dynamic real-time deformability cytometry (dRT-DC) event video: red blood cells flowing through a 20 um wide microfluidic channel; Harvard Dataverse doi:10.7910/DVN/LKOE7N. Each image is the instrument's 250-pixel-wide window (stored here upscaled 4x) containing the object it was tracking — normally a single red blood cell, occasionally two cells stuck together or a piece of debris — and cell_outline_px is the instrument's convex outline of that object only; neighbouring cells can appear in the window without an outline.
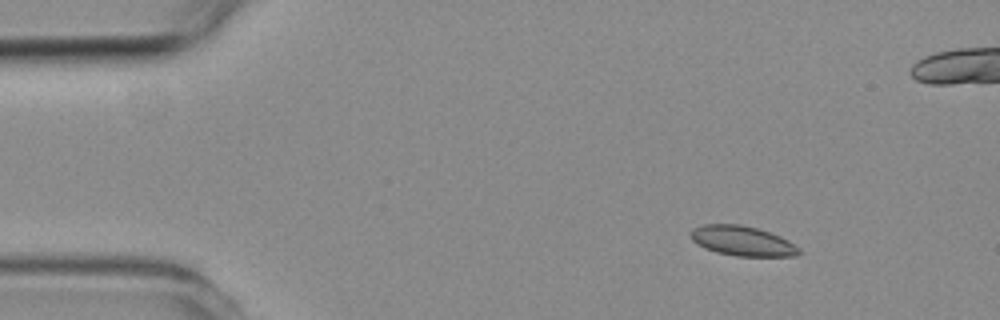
{"species": "common noctule bat (a hibernating species)", "species_latin": "Nyctalus noctula", "temperature_condition": "room temperature", "stored_images_in_passage": 4, "camera_frame_rate_fps": 3000, "um_per_image_px": 0.085, "animal": {"sex": "female", "body_mass_g": 19.3, "forearm_length_mm": 54.1}, "frame": {"image": 1, "passage_image": 1, "time_ms": 0.0, "image_size_px": [1000, 320], "cell_outline_px": [[800, 252], [796, 256], [736, 256], [716, 252], [704, 248], [696, 244], [688, 236], [692, 228], [704, 224], [740, 224], [756, 228], [780, 236], [788, 240], [800, 248]], "centroid_in_image_um": [63.05, 20.48], "position_along_channel_um": 21.9, "area_um2": 18.96}}